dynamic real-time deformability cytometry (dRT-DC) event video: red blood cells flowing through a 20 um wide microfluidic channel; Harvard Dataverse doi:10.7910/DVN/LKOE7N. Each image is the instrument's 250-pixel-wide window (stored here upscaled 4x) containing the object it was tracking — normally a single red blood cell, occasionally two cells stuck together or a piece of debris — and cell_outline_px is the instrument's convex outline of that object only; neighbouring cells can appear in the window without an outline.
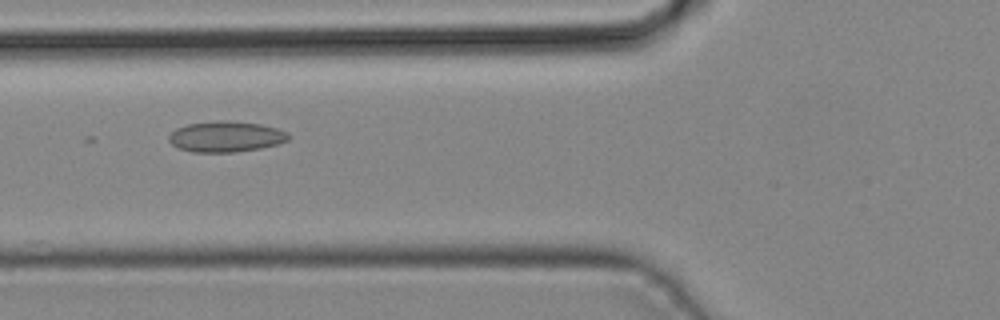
{"species": "common noctule bat (a hibernating species)", "species_latin": "Nyctalus noctula", "temperature_condition": "cold", "stored_images_in_passage": 17, "camera_frame_rate_fps": 3000, "um_per_image_px": 0.085, "animal": {"sex": "male", "body_mass_g": 19.2, "forearm_length_mm": 51.8}, "frame": {"image": 1, "passage_image": 9, "time_ms": 2.667, "image_size_px": [1000, 320], "cell_outline_px": [[292, 136], [288, 140], [276, 144], [260, 148], [236, 152], [192, 152], [176, 148], [168, 140], [168, 136], [176, 128], [188, 124], [216, 120], [228, 120], [260, 124], [276, 128], [288, 132]], "centroid_in_image_um": [19.19, 11.61], "position_along_channel_um": 106.6, "area_um2": 21.62}}
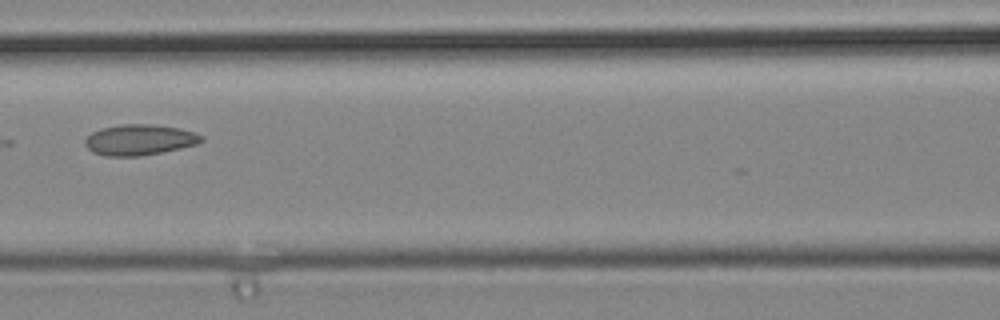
{"frame": {"image": 2, "passage_image": 12, "time_ms": 3.667, "image_size_px": [1000, 320], "cell_outline_px": [[204, 140], [196, 144], [180, 148], [140, 156], [104, 156], [92, 152], [84, 144], [84, 140], [92, 132], [104, 128], [120, 124], [152, 124], [180, 128], [204, 136]], "centroid_in_image_um": [11.84, 11.88], "position_along_channel_um": 154.8, "area_um2": 20.75}}
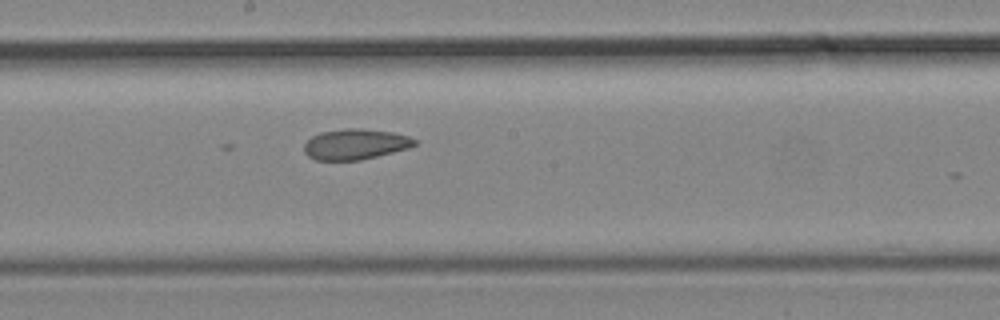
{"frame": {"image": 3, "passage_image": 16, "time_ms": 5.0, "image_size_px": [1000, 320], "cell_outline_px": [[416, 144], [408, 148], [360, 160], [316, 160], [308, 156], [304, 152], [304, 144], [312, 136], [320, 132], [344, 128], [360, 128], [392, 132], [408, 136], [416, 140]], "centroid_in_image_um": [30.17, 12.25], "position_along_channel_um": 218.0, "area_um2": 19.59}}